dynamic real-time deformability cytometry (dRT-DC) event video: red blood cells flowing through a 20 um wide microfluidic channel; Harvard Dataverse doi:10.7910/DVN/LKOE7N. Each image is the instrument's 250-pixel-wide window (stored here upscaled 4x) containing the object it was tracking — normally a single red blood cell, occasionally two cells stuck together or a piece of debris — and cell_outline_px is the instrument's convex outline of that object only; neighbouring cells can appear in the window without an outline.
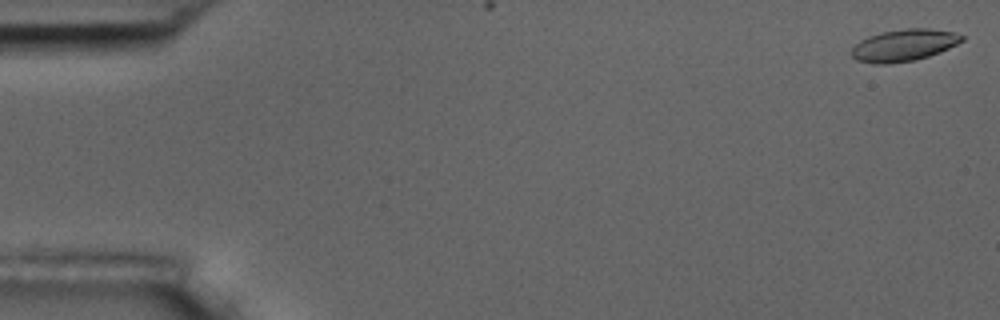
{"species": "common noctule bat (a hibernating species)", "species_latin": "Nyctalus noctula", "temperature_condition": "room temperature", "stored_images_in_passage": 2, "camera_frame_rate_fps": 3000, "um_per_image_px": 0.085, "animal": {"sex": "male", "body_mass_g": 17.5, "forearm_length_mm": 52.3}, "frame": {"image": 1, "passage_image": 1, "time_ms": 0.0, "image_size_px": [1000, 320], "cell_outline_px": [[964, 40], [940, 52], [928, 56], [912, 60], [888, 64], [876, 64], [856, 60], [852, 56], [852, 48], [860, 40], [868, 36], [884, 32], [904, 28], [928, 28], [952, 32], [964, 36]], "centroid_in_image_um": [76.82, 3.84], "position_along_channel_um": 8.2, "area_um2": 20.29}}